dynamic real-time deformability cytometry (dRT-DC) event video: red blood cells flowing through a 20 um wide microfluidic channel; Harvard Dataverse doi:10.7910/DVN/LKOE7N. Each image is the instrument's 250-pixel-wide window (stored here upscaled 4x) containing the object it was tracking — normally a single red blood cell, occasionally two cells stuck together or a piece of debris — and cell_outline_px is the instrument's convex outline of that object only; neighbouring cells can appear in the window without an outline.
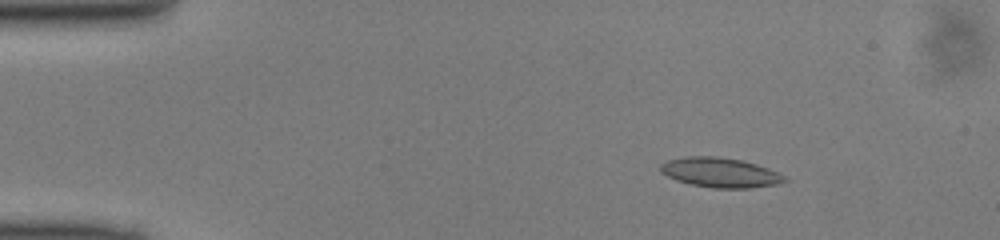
{"species": "common noctule bat (a hibernating species)", "species_latin": "Nyctalus noctula", "temperature_condition": "cold", "stored_images_in_passage": 48, "camera_frame_rate_fps": 3000, "um_per_image_px": 0.085, "animal": {"sex": "male", "body_mass_g": 13.0, "forearm_length_mm": 53.1}, "frame": {"image": 1, "passage_image": 6, "time_ms": 1.667, "image_size_px": [1000, 240], "cell_outline_px": [[788, 180], [776, 184], [748, 188], [712, 188], [688, 184], [676, 180], [660, 172], [660, 164], [668, 160], [688, 156], [720, 156], [740, 160], [756, 164], [768, 168], [784, 176]], "centroid_in_image_um": [61.18, 14.66], "position_along_channel_um": 23.8, "area_um2": 21.44}}
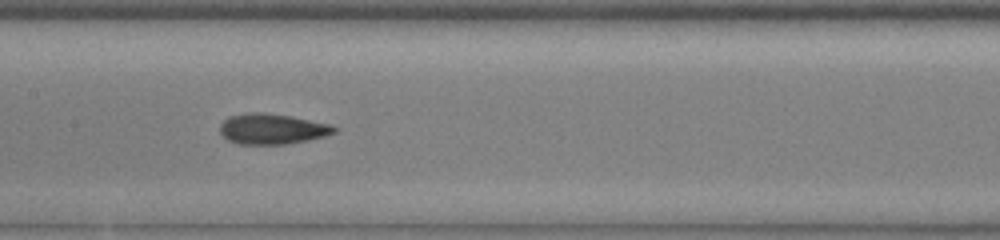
{"frame": {"image": 2, "passage_image": 23, "time_ms": 7.333, "image_size_px": [1000, 240], "cell_outline_px": [[340, 128], [336, 132], [324, 136], [308, 140], [284, 144], [240, 144], [228, 140], [220, 132], [220, 124], [228, 116], [252, 112], [264, 112], [292, 116], [328, 124]], "centroid_in_image_um": [23.13, 10.95], "position_along_channel_um": 184.3, "area_um2": 20.29}}
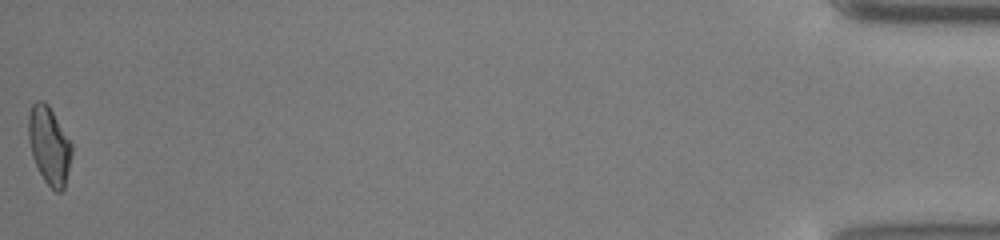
{"frame": {"image": 3, "passage_image": 48, "time_ms": 15.667, "image_size_px": [1000, 240], "cell_outline_px": [[72, 156], [64, 188], [60, 192], [56, 192], [44, 180], [32, 156], [28, 140], [28, 116], [32, 104], [36, 100], [44, 100], [48, 104], [72, 144]], "centroid_in_image_um": [4.17, 12.34], "position_along_channel_um": 431.0, "area_um2": 19.59}}